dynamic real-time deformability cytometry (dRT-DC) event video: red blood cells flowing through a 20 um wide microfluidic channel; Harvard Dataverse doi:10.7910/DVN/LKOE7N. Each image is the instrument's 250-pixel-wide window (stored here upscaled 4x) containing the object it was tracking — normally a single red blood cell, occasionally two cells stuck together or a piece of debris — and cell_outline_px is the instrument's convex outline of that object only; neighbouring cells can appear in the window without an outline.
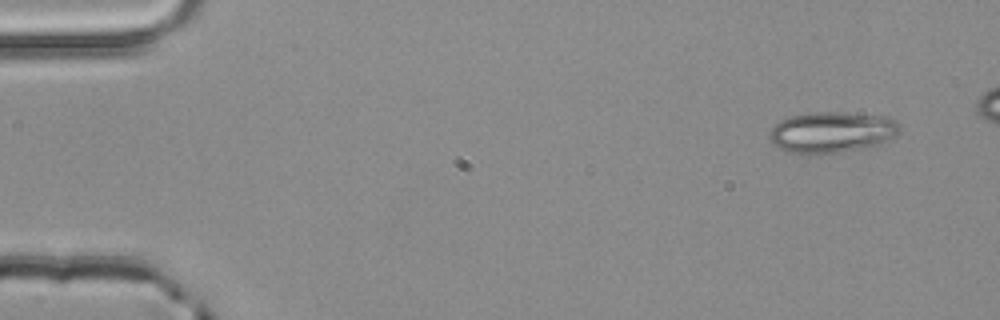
{"species": "common noctule bat (a hibernating species)", "species_latin": "Nyctalus noctula", "temperature_condition": "room temperature", "stored_images_in_passage": 4, "camera_frame_rate_fps": 3000, "um_per_image_px": 0.085, "animal": {"sex": "male", "body_mass_g": 20.4}, "frame": {"image": 1, "passage_image": 1, "time_ms": 0.0, "image_size_px": [1000, 320], "cell_outline_px": [[900, 132], [888, 140], [880, 144], [868, 148], [840, 152], [788, 152], [780, 148], [768, 136], [768, 132], [780, 120], [788, 116], [812, 112], [840, 112], [888, 116], [896, 120], [900, 124]], "centroid_in_image_um": [70.76, 11.21], "position_along_channel_um": 14.2, "area_um2": 31.04}}